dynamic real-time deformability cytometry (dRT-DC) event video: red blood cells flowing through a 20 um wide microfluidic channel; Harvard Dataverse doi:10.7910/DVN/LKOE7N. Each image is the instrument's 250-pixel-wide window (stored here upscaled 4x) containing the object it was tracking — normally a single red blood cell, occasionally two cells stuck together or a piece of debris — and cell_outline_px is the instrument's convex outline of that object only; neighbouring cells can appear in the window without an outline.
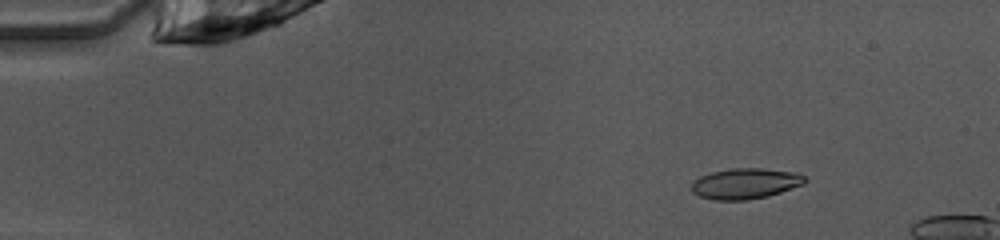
{"species": "common noctule bat (a hibernating species)", "species_latin": "Nyctalus noctula", "temperature_condition": "warm", "stored_images_in_passage": 35, "camera_frame_rate_fps": 3000, "um_per_image_px": 0.085, "animal": {"sex": "female", "body_mass_g": 10.0, "forearm_length_mm": 53.1}, "frame": {"image": 1, "passage_image": 1, "time_ms": 0.0, "image_size_px": [1000, 240], "cell_outline_px": [[808, 180], [804, 184], [768, 196], [748, 200], [712, 200], [700, 196], [692, 192], [692, 184], [700, 176], [712, 172], [732, 168], [764, 168], [792, 172], [804, 176]], "centroid_in_image_um": [63.36, 15.6], "position_along_channel_um": 21.6, "area_um2": 20.17}, "authors_computed_cell_mechanics": {"area_um2": 20.9814, "velocity_mm_per_s": 4.0206, "shape_relaxation_time_tau1_ms": 2.2825, "shape_relaxation_time_tau2_ms": 2.4424, "deformation_change_tau1": 0.1227, "deformation_change_tau2": 0.0909}}